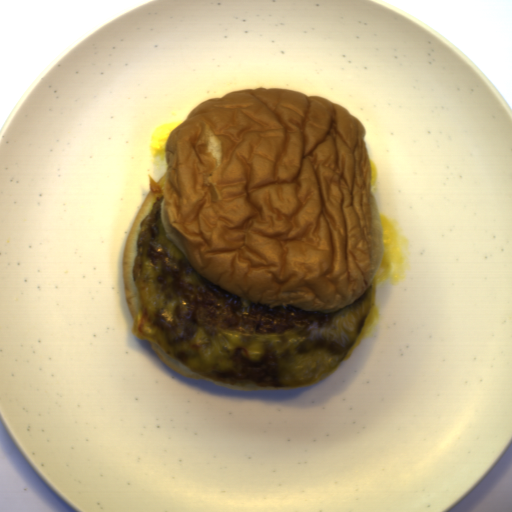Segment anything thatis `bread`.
<instances>
[{
	"mask_svg": "<svg viewBox=\"0 0 512 512\" xmlns=\"http://www.w3.org/2000/svg\"><path fill=\"white\" fill-rule=\"evenodd\" d=\"M366 129L353 113L283 87L246 88L192 108L164 142L166 172L142 201L122 250L132 270L141 221L164 197L193 269L255 304L335 312L370 288L384 260Z\"/></svg>",
	"mask_w": 512,
	"mask_h": 512,
	"instance_id": "obj_1",
	"label": "bread"
},
{
	"mask_svg": "<svg viewBox=\"0 0 512 512\" xmlns=\"http://www.w3.org/2000/svg\"><path fill=\"white\" fill-rule=\"evenodd\" d=\"M147 340H148L149 344L151 345V347L153 348V350L156 352V354L160 357V359L164 362V364L166 366H168L169 368L173 369L174 371H176L179 374L184 375V376H188V377H191L194 379H203V380L209 381V382L217 384V385L220 384V383L211 381V380L191 371L190 369H188L187 367H185L184 365H182L181 363H179L178 361H176L175 359H173L172 357L167 355L162 350V348L156 342H154L152 339H147Z\"/></svg>",
	"mask_w": 512,
	"mask_h": 512,
	"instance_id": "obj_2",
	"label": "bread"
}]
</instances>
